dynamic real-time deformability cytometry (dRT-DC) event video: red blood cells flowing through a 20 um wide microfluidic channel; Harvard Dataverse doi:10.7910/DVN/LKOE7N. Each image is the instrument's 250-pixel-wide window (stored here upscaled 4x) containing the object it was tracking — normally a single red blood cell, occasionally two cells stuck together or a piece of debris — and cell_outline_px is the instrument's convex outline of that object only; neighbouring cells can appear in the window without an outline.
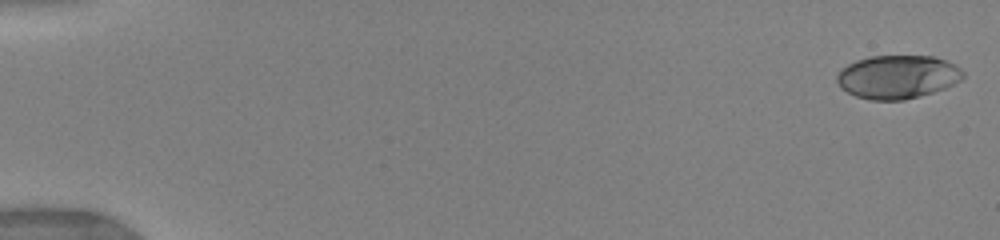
{"species": "human", "species_latin": "Homo sapiens", "temperature_condition": "warm", "stored_images_in_passage": 30, "camera_frame_rate_fps": 3000, "um_per_image_px": 0.085, "donor": {"sex": "female"}, "frame": {"image": 1, "passage_image": 1, "time_ms": 0.0, "image_size_px": [1000, 240], "cell_outline_px": [[964, 76], [960, 80], [944, 88], [932, 92], [904, 100], [868, 100], [856, 96], [840, 88], [836, 80], [836, 76], [848, 64], [856, 60], [872, 56], [932, 56], [956, 64], [964, 72]], "centroid_in_image_um": [76.28, 6.53], "position_along_channel_um": 8.7, "area_um2": 31.79}}
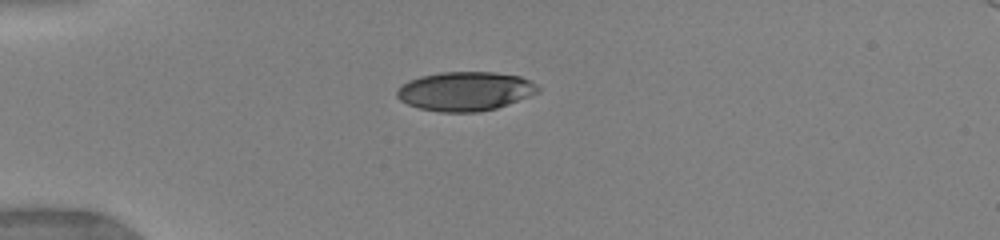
{"frame": {"image": 2, "passage_image": 19, "time_ms": 4.333, "image_size_px": [1000, 240], "cell_outline_px": [[540, 92], [496, 108], [476, 112], [440, 112], [420, 108], [408, 104], [400, 100], [396, 96], [396, 92], [408, 80], [420, 76], [440, 72], [496, 72], [520, 76], [536, 84], [540, 88]], "centroid_in_image_um": [39.55, 7.75], "position_along_channel_um": 45.5, "area_um2": 32.02}}
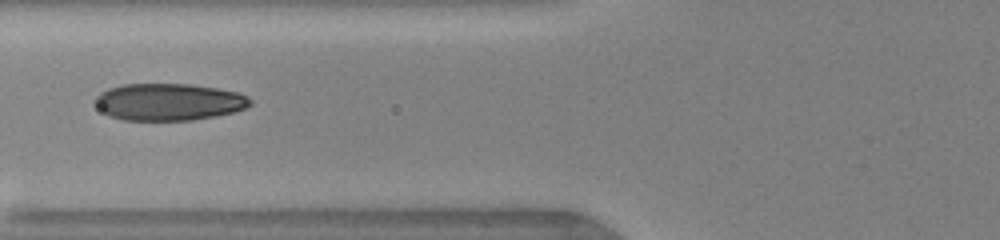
{"frame": {"image": 3, "passage_image": 29, "time_ms": 6.667, "image_size_px": [1000, 240], "cell_outline_px": [[252, 104], [236, 112], [216, 116], [192, 120], [124, 120], [108, 116], [92, 100], [100, 92], [108, 88], [120, 84], [188, 84], [216, 88], [236, 92], [248, 96], [252, 100]], "centroid_in_image_um": [14.34, 8.66], "position_along_channel_um": 111.5, "area_um2": 33.64}}